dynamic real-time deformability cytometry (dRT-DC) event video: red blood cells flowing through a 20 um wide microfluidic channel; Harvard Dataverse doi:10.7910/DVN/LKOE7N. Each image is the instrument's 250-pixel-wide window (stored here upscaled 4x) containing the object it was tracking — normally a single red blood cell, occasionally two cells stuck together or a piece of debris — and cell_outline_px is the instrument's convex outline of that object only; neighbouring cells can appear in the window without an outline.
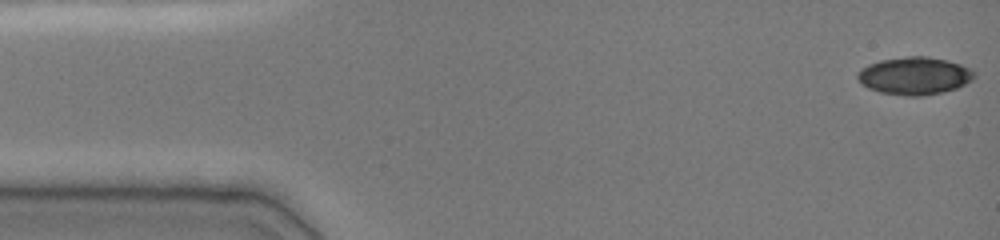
{"species": "common noctule bat (a hibernating species)", "species_latin": "Nyctalus noctula", "temperature_condition": "cold", "stored_images_in_passage": 26, "camera_frame_rate_fps": 3000, "um_per_image_px": 0.085, "animal": {"sex": "female", "body_mass_g": 19.0, "forearm_length_mm": 51.5}, "frame": {"image": 1, "passage_image": 1, "time_ms": 0.0, "image_size_px": [1000, 240], "cell_outline_px": [[976, 76], [972, 80], [956, 88], [944, 92], [920, 96], [904, 96], [880, 92], [868, 88], [856, 76], [856, 72], [860, 68], [868, 64], [880, 60], [908, 56], [928, 56], [960, 64], [972, 68], [976, 72]], "centroid_in_image_um": [77.74, 6.44], "position_along_channel_um": 7.3, "area_um2": 25.72}}
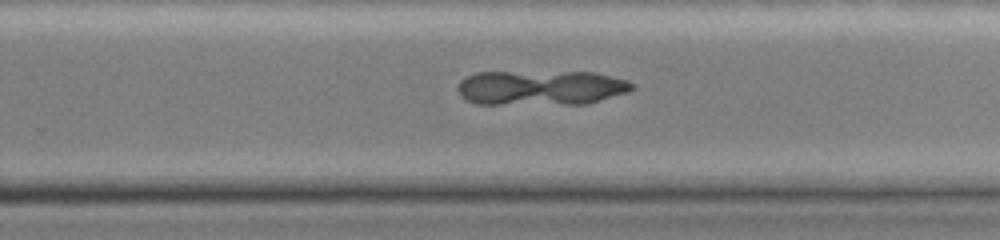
{"frame": {"image": 2, "passage_image": 23, "time_ms": 10.0, "image_size_px": [1000, 240], "cell_outline_px": [[636, 88], [628, 92], [588, 104], [476, 104], [464, 100], [460, 96], [456, 88], [460, 80], [476, 72], [596, 72], [628, 80]], "centroid_in_image_um": [45.97, 7.46], "position_along_channel_um": 283.8, "area_um2": 35.95}}
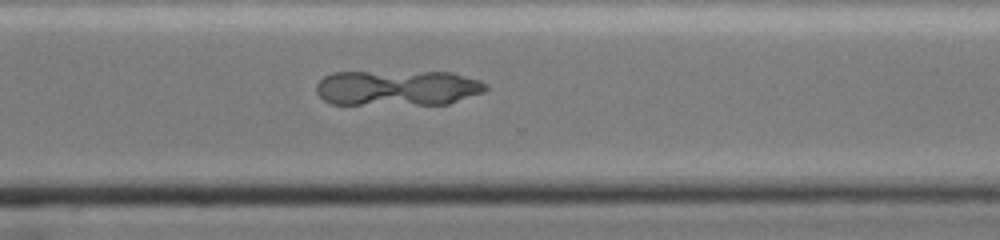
{"frame": {"image": 3, "passage_image": 26, "time_ms": 11.333, "image_size_px": [1000, 240], "cell_outline_px": [[488, 88], [484, 92], [448, 104], [332, 104], [324, 100], [316, 92], [316, 84], [324, 76], [332, 72], [452, 72], [480, 80], [488, 84]], "centroid_in_image_um": [33.8, 7.47], "position_along_channel_um": 336.8, "area_um2": 35.26}}